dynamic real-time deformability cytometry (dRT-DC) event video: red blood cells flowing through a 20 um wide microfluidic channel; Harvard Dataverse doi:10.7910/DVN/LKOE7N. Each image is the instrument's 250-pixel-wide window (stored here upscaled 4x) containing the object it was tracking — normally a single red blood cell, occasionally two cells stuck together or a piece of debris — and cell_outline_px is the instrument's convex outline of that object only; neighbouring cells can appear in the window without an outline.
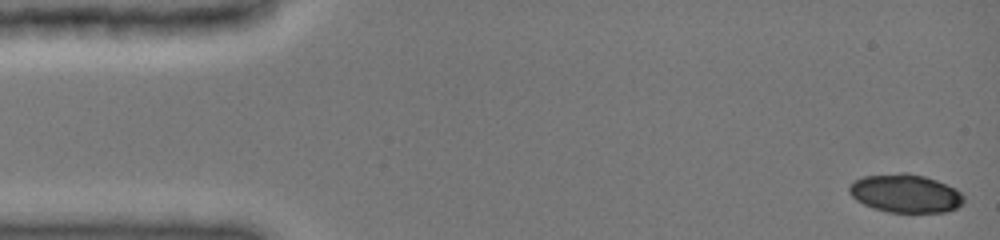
{"species": "common noctule bat (a hibernating species)", "species_latin": "Nyctalus noctula", "temperature_condition": "cold", "stored_images_in_passage": 40, "camera_frame_rate_fps": 3000, "um_per_image_px": 0.085, "animal": {"sex": "female", "body_mass_g": 19.0, "forearm_length_mm": 51.5}, "frame": {"image": 1, "passage_image": 1, "time_ms": 0.0, "image_size_px": [1000, 240], "cell_outline_px": [[964, 204], [948, 212], [888, 212], [872, 208], [856, 200], [848, 192], [848, 188], [852, 180], [864, 176], [900, 172], [908, 172], [924, 176], [936, 180], [956, 188], [964, 196]], "centroid_in_image_um": [76.96, 16.43], "position_along_channel_um": 8.0, "area_um2": 25.95}}
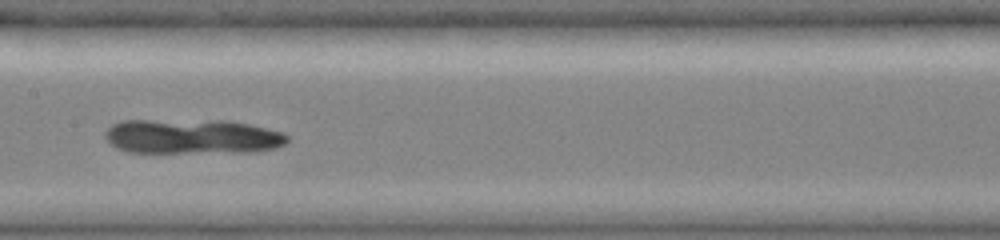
{"frame": {"image": 2, "passage_image": 21, "time_ms": 7.667, "image_size_px": [1000, 240], "cell_outline_px": [[288, 140], [284, 144], [276, 148], [252, 152], [128, 152], [112, 144], [104, 136], [104, 132], [112, 124], [120, 120], [228, 120], [248, 124], [284, 132], [288, 136]], "centroid_in_image_um": [16.35, 11.59], "position_along_channel_um": 191.0, "area_um2": 37.05}}
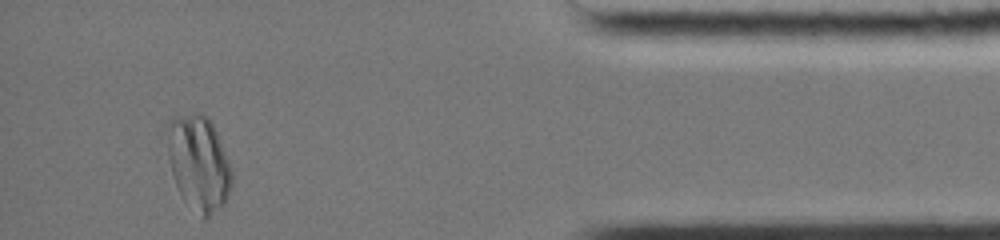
{"frame": {"image": 3, "passage_image": 39, "time_ms": 14.333, "image_size_px": [1000, 240], "cell_outline_px": [[232, 184], [228, 196], [224, 204], [208, 220], [204, 220], [184, 200], [172, 176], [168, 156], [164, 128], [168, 120], [176, 116], [196, 112], [200, 112], [208, 116], [220, 140], [228, 160], [232, 172]], "centroid_in_image_um": [16.86, 13.84], "position_along_channel_um": 418.3, "area_um2": 36.41}}